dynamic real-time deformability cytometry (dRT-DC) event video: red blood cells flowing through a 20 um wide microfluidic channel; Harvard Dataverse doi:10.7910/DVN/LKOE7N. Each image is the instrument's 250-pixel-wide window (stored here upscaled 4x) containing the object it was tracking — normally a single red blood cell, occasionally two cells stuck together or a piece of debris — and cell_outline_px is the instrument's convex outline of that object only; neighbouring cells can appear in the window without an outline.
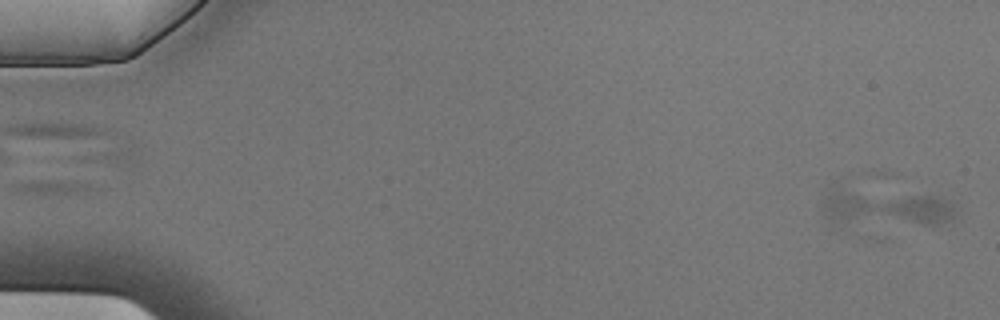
{"species": "Egyptian fruit bat (a non-hibernating species)", "species_latin": "Rousettus aegyptiacus", "temperature_condition": "cold", "stored_images_in_passage": 3, "camera_frame_rate_fps": 3000, "um_per_image_px": 0.085, "animal": {"sex": "male"}, "frame": {"image": 1, "passage_image": 1, "time_ms": 0.0, "image_size_px": [1000, 320], "cell_outline_px": [[960, 220], [936, 224], [840, 228], [832, 224], [824, 216], [824, 200], [828, 188], [840, 176], [936, 196], [948, 200], [956, 204], [960, 212]], "centroid_in_image_um": [75.1, 17.5], "position_along_channel_um": 9.9, "area_um2": 35.78}}